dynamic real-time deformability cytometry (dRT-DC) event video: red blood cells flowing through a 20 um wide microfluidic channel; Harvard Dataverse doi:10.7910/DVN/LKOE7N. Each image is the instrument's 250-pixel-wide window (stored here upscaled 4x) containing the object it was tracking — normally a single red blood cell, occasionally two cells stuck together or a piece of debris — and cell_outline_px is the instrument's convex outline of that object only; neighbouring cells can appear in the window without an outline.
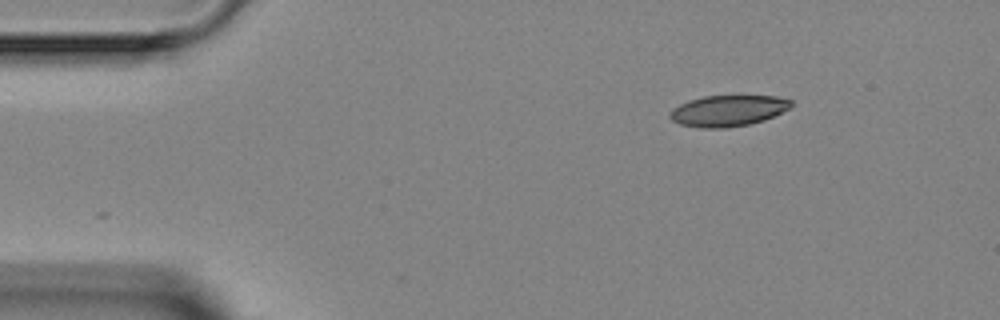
{"species": "Egyptian fruit bat (a non-hibernating species)", "species_latin": "Rousettus aegyptiacus", "temperature_condition": "room temperature", "stored_images_in_passage": 4, "segment_of_instrument_passage": [1, 2], "camera_frame_rate_fps": 3000, "um_per_image_px": 0.085, "animal": {"sex": "female"}, "frame": {"image": 1, "passage_image": 1, "time_ms": 0.0, "image_size_px": [1000, 320], "cell_outline_px": [[792, 108], [764, 120], [748, 124], [724, 128], [700, 128], [680, 124], [672, 120], [668, 116], [668, 112], [672, 108], [688, 100], [704, 96], [776, 96], [792, 100]], "centroid_in_image_um": [61.87, 9.41], "position_along_channel_um": 23.1, "area_um2": 22.08}}